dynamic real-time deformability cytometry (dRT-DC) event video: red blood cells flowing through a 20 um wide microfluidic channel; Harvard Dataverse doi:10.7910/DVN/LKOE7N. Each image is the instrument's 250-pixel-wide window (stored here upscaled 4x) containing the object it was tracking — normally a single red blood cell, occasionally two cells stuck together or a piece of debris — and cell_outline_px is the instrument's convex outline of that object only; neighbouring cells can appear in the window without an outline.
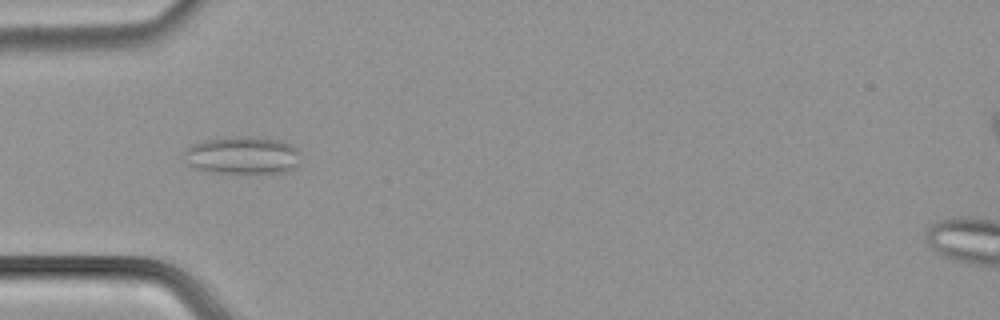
{"species": "common noctule bat (a hibernating species)", "species_latin": "Nyctalus noctula", "temperature_condition": "cold", "stored_images_in_passage": 39, "camera_frame_rate_fps": 3000, "um_per_image_px": 0.085, "animal": {"sex": "male", "body_mass_g": 21.5, "forearm_length_mm": 52.0}, "frame": {"image": 1, "passage_image": 2, "time_ms": 0.333, "image_size_px": [1000, 320], "cell_outline_px": [[296, 168], [288, 172], [208, 172], [196, 168], [188, 164], [184, 160], [184, 152], [192, 144], [204, 140], [232, 136], [252, 136], [280, 140], [292, 144], [296, 148]], "centroid_in_image_um": [20.57, 13.18], "position_along_channel_um": 64.4, "area_um2": 25.37}}
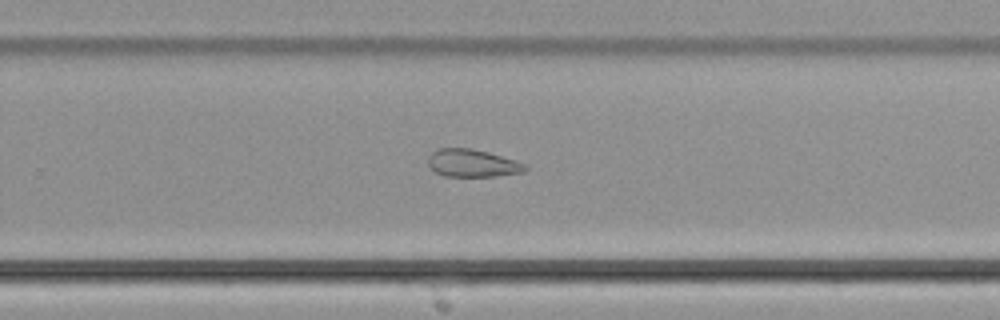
{"frame": {"image": 2, "passage_image": 20, "time_ms": 6.333, "image_size_px": [1000, 320], "cell_outline_px": [[528, 168], [524, 172], [496, 176], [444, 176], [436, 172], [428, 164], [428, 156], [432, 152], [440, 148], [472, 148], [488, 152], [528, 164]], "centroid_in_image_um": [40.18, 13.87], "position_along_channel_um": 289.6, "area_um2": 15.66}}
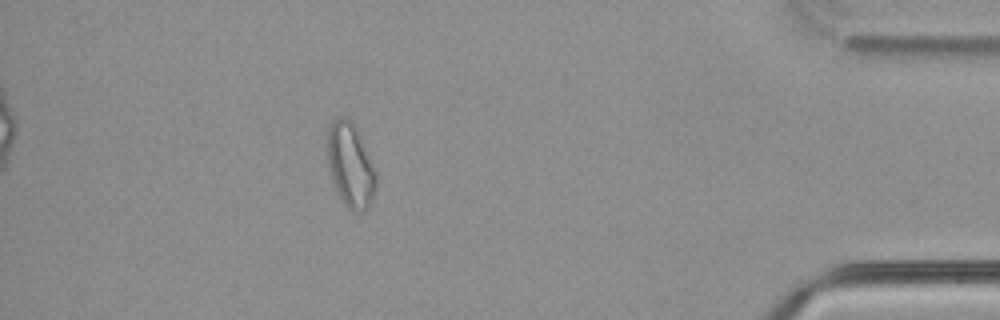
{"frame": {"image": 3, "passage_image": 33, "time_ms": 10.667, "image_size_px": [1000, 320], "cell_outline_px": [[376, 188], [372, 204], [360, 212], [352, 212], [344, 204], [336, 192], [332, 180], [328, 164], [324, 144], [328, 128], [332, 120], [336, 116], [344, 116], [356, 128], [376, 172]], "centroid_in_image_um": [29.74, 14.05], "position_along_channel_um": 405.5, "area_um2": 24.33}, "authors_computed_cell_mechanics": {"area_um2": 17.2244, "velocity_mm_per_s": 3.781, "shape_relaxation_time_tau1_ms": null, "shape_relaxation_time_tau2_ms": 3.9695, "deformation_change_tau1": null, "deformation_change_tau2": 0.1172}}